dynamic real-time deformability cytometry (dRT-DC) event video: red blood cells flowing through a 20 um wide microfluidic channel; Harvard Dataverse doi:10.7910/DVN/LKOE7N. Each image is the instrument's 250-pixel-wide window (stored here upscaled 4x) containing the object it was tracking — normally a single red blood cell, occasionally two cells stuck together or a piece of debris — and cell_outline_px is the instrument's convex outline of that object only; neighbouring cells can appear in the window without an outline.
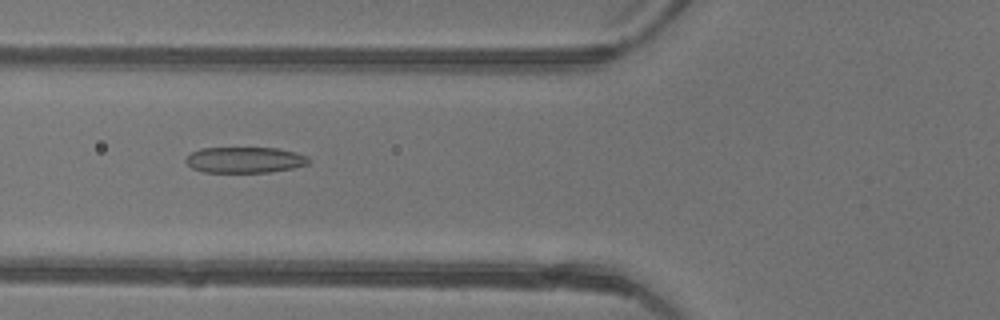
{"species": "common noctule bat (a hibernating species)", "species_latin": "Nyctalus noctula", "temperature_condition": "warm", "stored_images_in_passage": 33, "camera_frame_rate_fps": 3000, "um_per_image_px": 0.085, "animal": {"sex": "female"}, "frame": {"image": 1, "passage_image": 6, "time_ms": 1.667, "image_size_px": [1000, 320], "cell_outline_px": [[308, 164], [292, 168], [272, 172], [204, 172], [192, 168], [184, 160], [192, 152], [200, 148], [276, 148], [296, 152], [308, 156]], "centroid_in_image_um": [20.81, 13.59], "position_along_channel_um": 105.0, "area_um2": 18.5}}
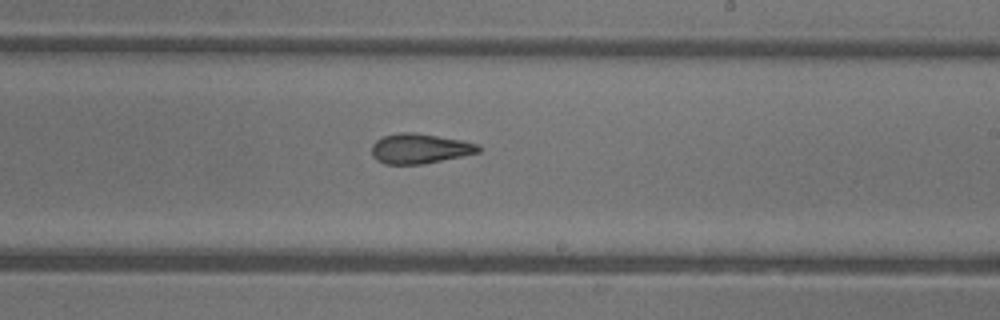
{"frame": {"image": 2, "passage_image": 16, "time_ms": 5.0, "image_size_px": [1000, 320], "cell_outline_px": [[480, 152], [424, 164], [384, 164], [376, 160], [372, 156], [372, 144], [376, 140], [384, 136], [400, 132], [412, 132], [460, 140], [480, 144]], "centroid_in_image_um": [35.66, 12.64], "position_along_channel_um": 253.3, "area_um2": 18.55}}
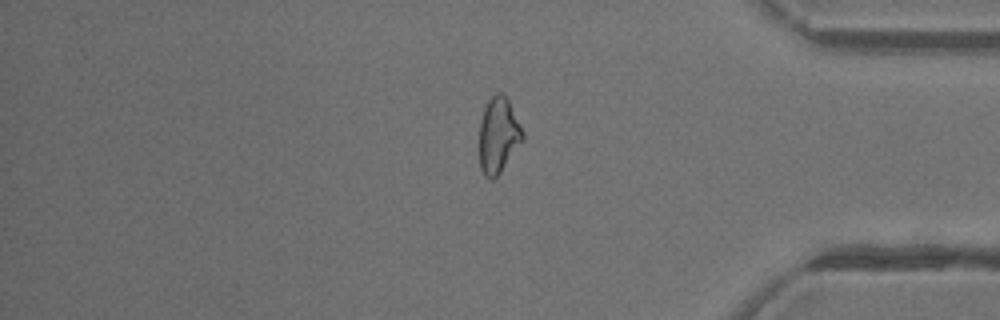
{"frame": {"image": 3, "passage_image": 27, "time_ms": 8.667, "image_size_px": [1000, 320], "cell_outline_px": [[524, 140], [500, 172], [492, 180], [484, 176], [480, 168], [480, 120], [484, 108], [488, 100], [496, 92], [504, 92], [524, 132]], "centroid_in_image_um": [42.37, 11.48], "position_along_channel_um": 392.8, "area_um2": 19.13}, "authors_computed_cell_mechanics": {"area_um2": 19.1318, "velocity_mm_per_s": 4.4398, "shape_relaxation_time_tau1_ms": null, "shape_relaxation_time_tau2_ms": 1.646, "deformation_change_tau1": null, "deformation_change_tau2": 0.0927}}